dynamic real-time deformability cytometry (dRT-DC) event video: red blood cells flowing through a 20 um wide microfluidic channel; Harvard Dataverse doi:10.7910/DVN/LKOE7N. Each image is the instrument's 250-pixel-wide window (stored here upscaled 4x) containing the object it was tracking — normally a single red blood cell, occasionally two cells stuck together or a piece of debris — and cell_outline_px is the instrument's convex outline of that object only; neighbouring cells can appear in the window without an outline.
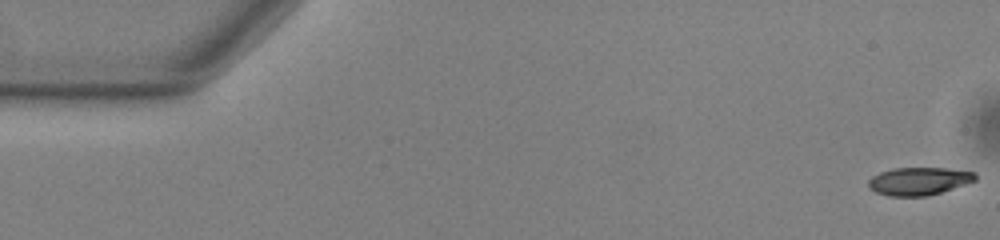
{"species": "common noctule bat (a hibernating species)", "species_latin": "Nyctalus noctula", "temperature_condition": "warm", "stored_images_in_passage": 54, "camera_frame_rate_fps": 3000, "um_per_image_px": 0.085, "animal": {"sex": "male", "body_mass_g": 13.0, "forearm_length_mm": 53.1}, "frame": {"image": 1, "passage_image": 1, "time_ms": 0.0, "image_size_px": [1000, 240], "cell_outline_px": [[976, 180], [928, 196], [888, 196], [876, 192], [868, 188], [868, 180], [872, 176], [880, 172], [892, 168], [948, 168], [976, 172]], "centroid_in_image_um": [78.07, 15.39], "position_along_channel_um": 6.9, "area_um2": 17.34}}
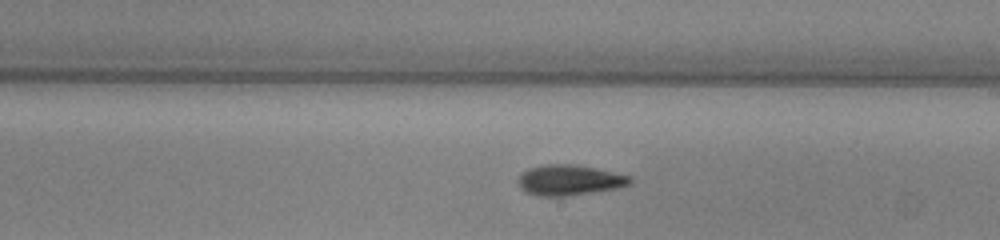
{"frame": {"image": 2, "passage_image": 31, "time_ms": 10.0, "image_size_px": [1000, 240], "cell_outline_px": [[632, 184], [620, 188], [568, 196], [540, 196], [524, 192], [520, 188], [516, 180], [528, 168], [544, 164], [572, 164], [596, 168], [632, 176]], "centroid_in_image_um": [48.42, 15.31], "position_along_channel_um": 240.6, "area_um2": 20.17}}
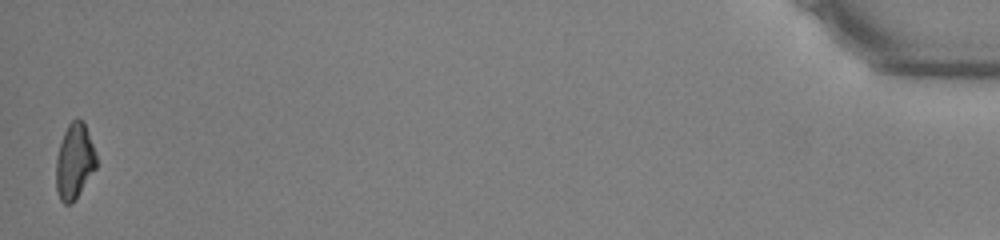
{"frame": {"image": 3, "passage_image": 54, "time_ms": 17.667, "image_size_px": [1000, 240], "cell_outline_px": [[96, 168], [72, 204], [64, 204], [60, 200], [56, 192], [56, 160], [60, 144], [64, 132], [68, 124], [72, 120], [84, 120], [96, 156]], "centroid_in_image_um": [6.31, 13.74], "position_along_channel_um": 428.9, "area_um2": 17.57}, "authors_computed_cell_mechanics": {"area_um2": 18.6405, "velocity_mm_per_s": 3.7743, "shape_relaxation_time_tau1_ms": 3.9558, "shape_relaxation_time_tau2_ms": 5.9915, "deformation_change_tau1": 0.14, "deformation_change_tau2": 0.1509}}